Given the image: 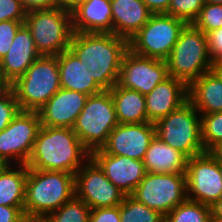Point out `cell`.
<instances>
[{"instance_id":"obj_47","label":"cell","mask_w":222,"mask_h":222,"mask_svg":"<svg viewBox=\"0 0 222 222\" xmlns=\"http://www.w3.org/2000/svg\"><path fill=\"white\" fill-rule=\"evenodd\" d=\"M205 3L222 4V0H204Z\"/></svg>"},{"instance_id":"obj_3","label":"cell","mask_w":222,"mask_h":222,"mask_svg":"<svg viewBox=\"0 0 222 222\" xmlns=\"http://www.w3.org/2000/svg\"><path fill=\"white\" fill-rule=\"evenodd\" d=\"M74 196V174L28 169L24 202L26 217L45 218Z\"/></svg>"},{"instance_id":"obj_13","label":"cell","mask_w":222,"mask_h":222,"mask_svg":"<svg viewBox=\"0 0 222 222\" xmlns=\"http://www.w3.org/2000/svg\"><path fill=\"white\" fill-rule=\"evenodd\" d=\"M186 185L187 199L211 206L222 197L220 164L208 152L189 158Z\"/></svg>"},{"instance_id":"obj_26","label":"cell","mask_w":222,"mask_h":222,"mask_svg":"<svg viewBox=\"0 0 222 222\" xmlns=\"http://www.w3.org/2000/svg\"><path fill=\"white\" fill-rule=\"evenodd\" d=\"M27 174L28 167L23 164L0 169V205L24 207Z\"/></svg>"},{"instance_id":"obj_43","label":"cell","mask_w":222,"mask_h":222,"mask_svg":"<svg viewBox=\"0 0 222 222\" xmlns=\"http://www.w3.org/2000/svg\"><path fill=\"white\" fill-rule=\"evenodd\" d=\"M211 219H222V197L210 206Z\"/></svg>"},{"instance_id":"obj_40","label":"cell","mask_w":222,"mask_h":222,"mask_svg":"<svg viewBox=\"0 0 222 222\" xmlns=\"http://www.w3.org/2000/svg\"><path fill=\"white\" fill-rule=\"evenodd\" d=\"M148 9L153 13H166L171 0H142Z\"/></svg>"},{"instance_id":"obj_44","label":"cell","mask_w":222,"mask_h":222,"mask_svg":"<svg viewBox=\"0 0 222 222\" xmlns=\"http://www.w3.org/2000/svg\"><path fill=\"white\" fill-rule=\"evenodd\" d=\"M11 89V83L3 76L0 71V96L4 95Z\"/></svg>"},{"instance_id":"obj_39","label":"cell","mask_w":222,"mask_h":222,"mask_svg":"<svg viewBox=\"0 0 222 222\" xmlns=\"http://www.w3.org/2000/svg\"><path fill=\"white\" fill-rule=\"evenodd\" d=\"M28 13L35 10H48L58 7L57 0H19Z\"/></svg>"},{"instance_id":"obj_7","label":"cell","mask_w":222,"mask_h":222,"mask_svg":"<svg viewBox=\"0 0 222 222\" xmlns=\"http://www.w3.org/2000/svg\"><path fill=\"white\" fill-rule=\"evenodd\" d=\"M118 124L110 91L104 90L87 97L72 129L84 147L92 153L102 149Z\"/></svg>"},{"instance_id":"obj_19","label":"cell","mask_w":222,"mask_h":222,"mask_svg":"<svg viewBox=\"0 0 222 222\" xmlns=\"http://www.w3.org/2000/svg\"><path fill=\"white\" fill-rule=\"evenodd\" d=\"M41 55L37 52L30 30L23 24L17 31L10 49L0 60V71L12 84Z\"/></svg>"},{"instance_id":"obj_33","label":"cell","mask_w":222,"mask_h":222,"mask_svg":"<svg viewBox=\"0 0 222 222\" xmlns=\"http://www.w3.org/2000/svg\"><path fill=\"white\" fill-rule=\"evenodd\" d=\"M19 112L20 108L12 89L0 96V132L10 124Z\"/></svg>"},{"instance_id":"obj_42","label":"cell","mask_w":222,"mask_h":222,"mask_svg":"<svg viewBox=\"0 0 222 222\" xmlns=\"http://www.w3.org/2000/svg\"><path fill=\"white\" fill-rule=\"evenodd\" d=\"M208 154L211 155L220 165H222V141L217 142L213 145L208 151Z\"/></svg>"},{"instance_id":"obj_9","label":"cell","mask_w":222,"mask_h":222,"mask_svg":"<svg viewBox=\"0 0 222 222\" xmlns=\"http://www.w3.org/2000/svg\"><path fill=\"white\" fill-rule=\"evenodd\" d=\"M185 26L183 20L165 13L152 14L129 40V49L142 57L166 60Z\"/></svg>"},{"instance_id":"obj_11","label":"cell","mask_w":222,"mask_h":222,"mask_svg":"<svg viewBox=\"0 0 222 222\" xmlns=\"http://www.w3.org/2000/svg\"><path fill=\"white\" fill-rule=\"evenodd\" d=\"M40 127L37 111L20 110L10 124L0 132V161L4 165H26Z\"/></svg>"},{"instance_id":"obj_28","label":"cell","mask_w":222,"mask_h":222,"mask_svg":"<svg viewBox=\"0 0 222 222\" xmlns=\"http://www.w3.org/2000/svg\"><path fill=\"white\" fill-rule=\"evenodd\" d=\"M165 222H211L210 206L186 199L165 216Z\"/></svg>"},{"instance_id":"obj_8","label":"cell","mask_w":222,"mask_h":222,"mask_svg":"<svg viewBox=\"0 0 222 222\" xmlns=\"http://www.w3.org/2000/svg\"><path fill=\"white\" fill-rule=\"evenodd\" d=\"M154 125L156 136L188 159L205 153L201 138V115L189 101Z\"/></svg>"},{"instance_id":"obj_45","label":"cell","mask_w":222,"mask_h":222,"mask_svg":"<svg viewBox=\"0 0 222 222\" xmlns=\"http://www.w3.org/2000/svg\"><path fill=\"white\" fill-rule=\"evenodd\" d=\"M212 70L218 75L222 81V62H218L212 65Z\"/></svg>"},{"instance_id":"obj_14","label":"cell","mask_w":222,"mask_h":222,"mask_svg":"<svg viewBox=\"0 0 222 222\" xmlns=\"http://www.w3.org/2000/svg\"><path fill=\"white\" fill-rule=\"evenodd\" d=\"M167 77L166 60L142 57L129 49L123 56L117 84L146 95Z\"/></svg>"},{"instance_id":"obj_4","label":"cell","mask_w":222,"mask_h":222,"mask_svg":"<svg viewBox=\"0 0 222 222\" xmlns=\"http://www.w3.org/2000/svg\"><path fill=\"white\" fill-rule=\"evenodd\" d=\"M166 62L168 76L189 86L202 74L212 70L207 35L193 24H186Z\"/></svg>"},{"instance_id":"obj_10","label":"cell","mask_w":222,"mask_h":222,"mask_svg":"<svg viewBox=\"0 0 222 222\" xmlns=\"http://www.w3.org/2000/svg\"><path fill=\"white\" fill-rule=\"evenodd\" d=\"M130 196L166 216L187 199L186 173L146 172Z\"/></svg>"},{"instance_id":"obj_37","label":"cell","mask_w":222,"mask_h":222,"mask_svg":"<svg viewBox=\"0 0 222 222\" xmlns=\"http://www.w3.org/2000/svg\"><path fill=\"white\" fill-rule=\"evenodd\" d=\"M89 222H120V205L91 209Z\"/></svg>"},{"instance_id":"obj_30","label":"cell","mask_w":222,"mask_h":222,"mask_svg":"<svg viewBox=\"0 0 222 222\" xmlns=\"http://www.w3.org/2000/svg\"><path fill=\"white\" fill-rule=\"evenodd\" d=\"M201 138L205 152L222 141V111L201 115Z\"/></svg>"},{"instance_id":"obj_25","label":"cell","mask_w":222,"mask_h":222,"mask_svg":"<svg viewBox=\"0 0 222 222\" xmlns=\"http://www.w3.org/2000/svg\"><path fill=\"white\" fill-rule=\"evenodd\" d=\"M118 123H145L147 118L145 95L115 84L110 90Z\"/></svg>"},{"instance_id":"obj_48","label":"cell","mask_w":222,"mask_h":222,"mask_svg":"<svg viewBox=\"0 0 222 222\" xmlns=\"http://www.w3.org/2000/svg\"><path fill=\"white\" fill-rule=\"evenodd\" d=\"M211 222H222V219H211Z\"/></svg>"},{"instance_id":"obj_1","label":"cell","mask_w":222,"mask_h":222,"mask_svg":"<svg viewBox=\"0 0 222 222\" xmlns=\"http://www.w3.org/2000/svg\"><path fill=\"white\" fill-rule=\"evenodd\" d=\"M69 49L88 65L94 81L103 90H110L118 82L129 41L113 33L74 32Z\"/></svg>"},{"instance_id":"obj_2","label":"cell","mask_w":222,"mask_h":222,"mask_svg":"<svg viewBox=\"0 0 222 222\" xmlns=\"http://www.w3.org/2000/svg\"><path fill=\"white\" fill-rule=\"evenodd\" d=\"M90 158L91 153L72 128L41 125L26 166L75 174Z\"/></svg>"},{"instance_id":"obj_36","label":"cell","mask_w":222,"mask_h":222,"mask_svg":"<svg viewBox=\"0 0 222 222\" xmlns=\"http://www.w3.org/2000/svg\"><path fill=\"white\" fill-rule=\"evenodd\" d=\"M212 64L222 62V27L206 34Z\"/></svg>"},{"instance_id":"obj_34","label":"cell","mask_w":222,"mask_h":222,"mask_svg":"<svg viewBox=\"0 0 222 222\" xmlns=\"http://www.w3.org/2000/svg\"><path fill=\"white\" fill-rule=\"evenodd\" d=\"M24 21H2L0 22V60L6 55L11 47L18 29Z\"/></svg>"},{"instance_id":"obj_22","label":"cell","mask_w":222,"mask_h":222,"mask_svg":"<svg viewBox=\"0 0 222 222\" xmlns=\"http://www.w3.org/2000/svg\"><path fill=\"white\" fill-rule=\"evenodd\" d=\"M71 14L74 32L113 33L110 0H86Z\"/></svg>"},{"instance_id":"obj_20","label":"cell","mask_w":222,"mask_h":222,"mask_svg":"<svg viewBox=\"0 0 222 222\" xmlns=\"http://www.w3.org/2000/svg\"><path fill=\"white\" fill-rule=\"evenodd\" d=\"M57 59L61 88L81 92L88 96L104 91L92 78L88 65L82 63L70 49L57 55Z\"/></svg>"},{"instance_id":"obj_6","label":"cell","mask_w":222,"mask_h":222,"mask_svg":"<svg viewBox=\"0 0 222 222\" xmlns=\"http://www.w3.org/2000/svg\"><path fill=\"white\" fill-rule=\"evenodd\" d=\"M24 24L30 30L40 55L57 56L69 49L74 34L70 12L59 7L30 11Z\"/></svg>"},{"instance_id":"obj_15","label":"cell","mask_w":222,"mask_h":222,"mask_svg":"<svg viewBox=\"0 0 222 222\" xmlns=\"http://www.w3.org/2000/svg\"><path fill=\"white\" fill-rule=\"evenodd\" d=\"M155 136L156 129L152 122L119 123L111 131L102 150L107 154L142 161Z\"/></svg>"},{"instance_id":"obj_41","label":"cell","mask_w":222,"mask_h":222,"mask_svg":"<svg viewBox=\"0 0 222 222\" xmlns=\"http://www.w3.org/2000/svg\"><path fill=\"white\" fill-rule=\"evenodd\" d=\"M86 0H57L58 7L72 13Z\"/></svg>"},{"instance_id":"obj_35","label":"cell","mask_w":222,"mask_h":222,"mask_svg":"<svg viewBox=\"0 0 222 222\" xmlns=\"http://www.w3.org/2000/svg\"><path fill=\"white\" fill-rule=\"evenodd\" d=\"M27 12L19 0H0V22L25 21Z\"/></svg>"},{"instance_id":"obj_31","label":"cell","mask_w":222,"mask_h":222,"mask_svg":"<svg viewBox=\"0 0 222 222\" xmlns=\"http://www.w3.org/2000/svg\"><path fill=\"white\" fill-rule=\"evenodd\" d=\"M205 34L222 27V4L204 3L196 20L192 23Z\"/></svg>"},{"instance_id":"obj_16","label":"cell","mask_w":222,"mask_h":222,"mask_svg":"<svg viewBox=\"0 0 222 222\" xmlns=\"http://www.w3.org/2000/svg\"><path fill=\"white\" fill-rule=\"evenodd\" d=\"M91 158L108 180L126 196L133 193L146 174L144 163L140 160L107 154L102 149L93 151Z\"/></svg>"},{"instance_id":"obj_12","label":"cell","mask_w":222,"mask_h":222,"mask_svg":"<svg viewBox=\"0 0 222 222\" xmlns=\"http://www.w3.org/2000/svg\"><path fill=\"white\" fill-rule=\"evenodd\" d=\"M74 182L75 197L83 200L90 209L118 206L126 196L108 180L92 158L74 174Z\"/></svg>"},{"instance_id":"obj_32","label":"cell","mask_w":222,"mask_h":222,"mask_svg":"<svg viewBox=\"0 0 222 222\" xmlns=\"http://www.w3.org/2000/svg\"><path fill=\"white\" fill-rule=\"evenodd\" d=\"M204 0H171L167 15L183 20L186 24H192L198 17Z\"/></svg>"},{"instance_id":"obj_29","label":"cell","mask_w":222,"mask_h":222,"mask_svg":"<svg viewBox=\"0 0 222 222\" xmlns=\"http://www.w3.org/2000/svg\"><path fill=\"white\" fill-rule=\"evenodd\" d=\"M91 209L81 199L73 197L45 217L46 222H89Z\"/></svg>"},{"instance_id":"obj_49","label":"cell","mask_w":222,"mask_h":222,"mask_svg":"<svg viewBox=\"0 0 222 222\" xmlns=\"http://www.w3.org/2000/svg\"><path fill=\"white\" fill-rule=\"evenodd\" d=\"M4 166V164L0 161V169Z\"/></svg>"},{"instance_id":"obj_46","label":"cell","mask_w":222,"mask_h":222,"mask_svg":"<svg viewBox=\"0 0 222 222\" xmlns=\"http://www.w3.org/2000/svg\"><path fill=\"white\" fill-rule=\"evenodd\" d=\"M21 222H46L45 218L26 217Z\"/></svg>"},{"instance_id":"obj_21","label":"cell","mask_w":222,"mask_h":222,"mask_svg":"<svg viewBox=\"0 0 222 222\" xmlns=\"http://www.w3.org/2000/svg\"><path fill=\"white\" fill-rule=\"evenodd\" d=\"M113 34L130 40L153 14L142 0H110Z\"/></svg>"},{"instance_id":"obj_18","label":"cell","mask_w":222,"mask_h":222,"mask_svg":"<svg viewBox=\"0 0 222 222\" xmlns=\"http://www.w3.org/2000/svg\"><path fill=\"white\" fill-rule=\"evenodd\" d=\"M145 99L148 121L155 123L188 101V86L183 81L168 76L146 94Z\"/></svg>"},{"instance_id":"obj_23","label":"cell","mask_w":222,"mask_h":222,"mask_svg":"<svg viewBox=\"0 0 222 222\" xmlns=\"http://www.w3.org/2000/svg\"><path fill=\"white\" fill-rule=\"evenodd\" d=\"M188 101L200 115L222 111V81L213 70L188 86Z\"/></svg>"},{"instance_id":"obj_17","label":"cell","mask_w":222,"mask_h":222,"mask_svg":"<svg viewBox=\"0 0 222 222\" xmlns=\"http://www.w3.org/2000/svg\"><path fill=\"white\" fill-rule=\"evenodd\" d=\"M88 95L60 88L39 110L42 126L73 128Z\"/></svg>"},{"instance_id":"obj_5","label":"cell","mask_w":222,"mask_h":222,"mask_svg":"<svg viewBox=\"0 0 222 222\" xmlns=\"http://www.w3.org/2000/svg\"><path fill=\"white\" fill-rule=\"evenodd\" d=\"M61 88L57 56L41 55L12 84L20 110L37 111Z\"/></svg>"},{"instance_id":"obj_27","label":"cell","mask_w":222,"mask_h":222,"mask_svg":"<svg viewBox=\"0 0 222 222\" xmlns=\"http://www.w3.org/2000/svg\"><path fill=\"white\" fill-rule=\"evenodd\" d=\"M120 222H165V216L129 195L120 204Z\"/></svg>"},{"instance_id":"obj_38","label":"cell","mask_w":222,"mask_h":222,"mask_svg":"<svg viewBox=\"0 0 222 222\" xmlns=\"http://www.w3.org/2000/svg\"><path fill=\"white\" fill-rule=\"evenodd\" d=\"M24 218V207L0 205V222H21Z\"/></svg>"},{"instance_id":"obj_24","label":"cell","mask_w":222,"mask_h":222,"mask_svg":"<svg viewBox=\"0 0 222 222\" xmlns=\"http://www.w3.org/2000/svg\"><path fill=\"white\" fill-rule=\"evenodd\" d=\"M142 161L148 173L184 174L188 158L155 136Z\"/></svg>"}]
</instances>
